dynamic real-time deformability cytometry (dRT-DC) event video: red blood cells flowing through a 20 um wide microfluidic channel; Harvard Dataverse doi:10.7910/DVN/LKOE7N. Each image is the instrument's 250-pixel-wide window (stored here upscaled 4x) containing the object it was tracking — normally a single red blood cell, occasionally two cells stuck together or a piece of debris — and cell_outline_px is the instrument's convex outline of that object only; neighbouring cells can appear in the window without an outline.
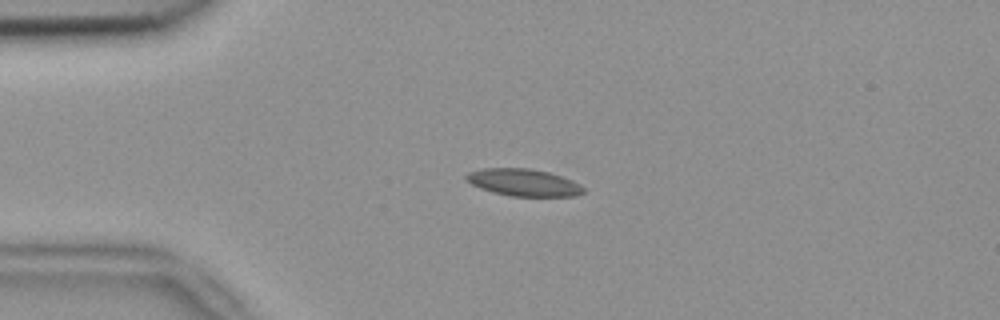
{"species": "common noctule bat (a hibernating species)", "species_latin": "Nyctalus noctula", "temperature_condition": "room temperature", "stored_images_in_passage": 3, "camera_frame_rate_fps": 3000, "um_per_image_px": 0.085, "animal": {"sex": "female", "body_mass_g": 18.4}, "frame": {"image": 1, "passage_image": 2, "time_ms": 0.333, "image_size_px": [1000, 320], "cell_outline_px": [[584, 192], [576, 196], [512, 196], [492, 192], [480, 188], [472, 184], [464, 176], [468, 172], [484, 168], [528, 168], [548, 172], [572, 180], [580, 184], [584, 188]], "centroid_in_image_um": [44.51, 15.51], "position_along_channel_um": 40.5, "area_um2": 18.44}}